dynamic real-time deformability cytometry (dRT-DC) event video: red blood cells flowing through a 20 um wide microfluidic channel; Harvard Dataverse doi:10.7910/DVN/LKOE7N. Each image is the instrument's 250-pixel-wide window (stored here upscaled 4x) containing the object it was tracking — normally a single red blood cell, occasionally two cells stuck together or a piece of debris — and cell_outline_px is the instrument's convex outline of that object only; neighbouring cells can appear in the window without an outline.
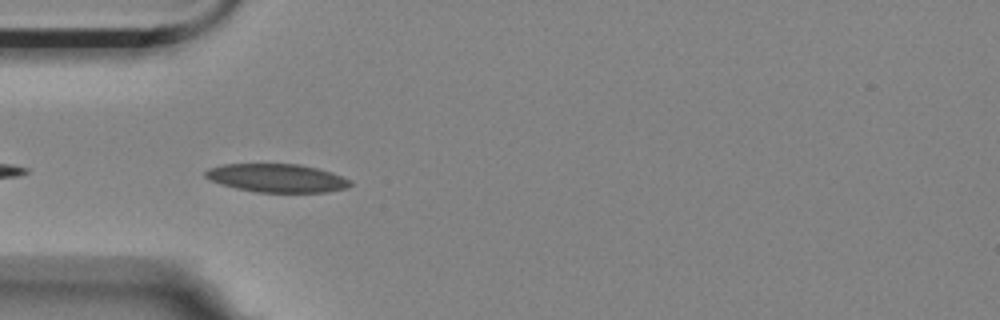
{"species": "Egyptian fruit bat (a non-hibernating species)", "species_latin": "Rousettus aegyptiacus", "temperature_condition": "room temperature", "stored_images_in_passage": 38, "camera_frame_rate_fps": 3000, "um_per_image_px": 0.085, "animal": {"sex": "female"}, "frame": {"image": 1, "passage_image": 3, "time_ms": 0.667, "image_size_px": [1000, 320], "cell_outline_px": [[352, 184], [344, 188], [328, 192], [256, 192], [236, 188], [220, 184], [204, 176], [204, 172], [208, 168], [224, 164], [300, 164], [332, 172], [352, 180]], "centroid_in_image_um": [23.54, 15.13], "position_along_channel_um": 61.5, "area_um2": 23.93}}
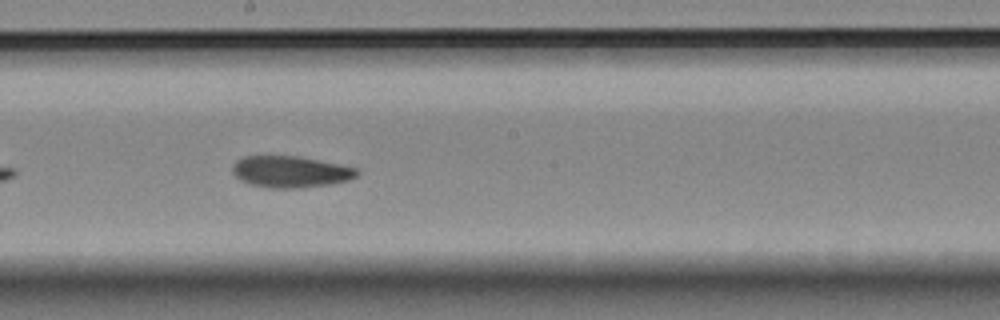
{"frame": {"image": 2, "passage_image": 17, "time_ms": 5.333, "image_size_px": [1000, 320], "cell_outline_px": [[360, 172], [356, 176], [348, 180], [332, 184], [296, 188], [268, 188], [248, 184], [240, 180], [232, 172], [232, 164], [236, 160], [244, 156], [296, 156], [340, 164], [356, 168]], "centroid_in_image_um": [24.66, 14.6], "position_along_channel_um": 223.5, "area_um2": 22.95}}
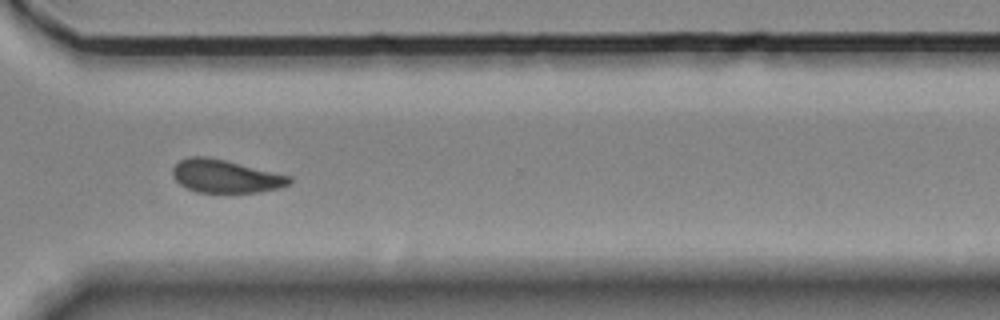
{"frame": {"image": 3, "passage_image": 28, "time_ms": 9.0, "image_size_px": [1000, 320], "cell_outline_px": [[292, 184], [280, 188], [260, 192], [196, 192], [180, 184], [172, 176], [172, 168], [180, 160], [188, 156], [204, 156], [224, 160], [292, 176]], "centroid_in_image_um": [19.19, 14.98], "position_along_channel_um": 351.4, "area_um2": 22.48}, "authors_computed_cell_mechanics": {"area_um2": 23.0333, "velocity_mm_per_s": 3.4894, "shape_relaxation_time_tau1_ms": 5.55, "shape_relaxation_time_tau2_ms": 11.3541, "deformation_change_tau1": 0.1284, "deformation_change_tau2": 0.1416}}